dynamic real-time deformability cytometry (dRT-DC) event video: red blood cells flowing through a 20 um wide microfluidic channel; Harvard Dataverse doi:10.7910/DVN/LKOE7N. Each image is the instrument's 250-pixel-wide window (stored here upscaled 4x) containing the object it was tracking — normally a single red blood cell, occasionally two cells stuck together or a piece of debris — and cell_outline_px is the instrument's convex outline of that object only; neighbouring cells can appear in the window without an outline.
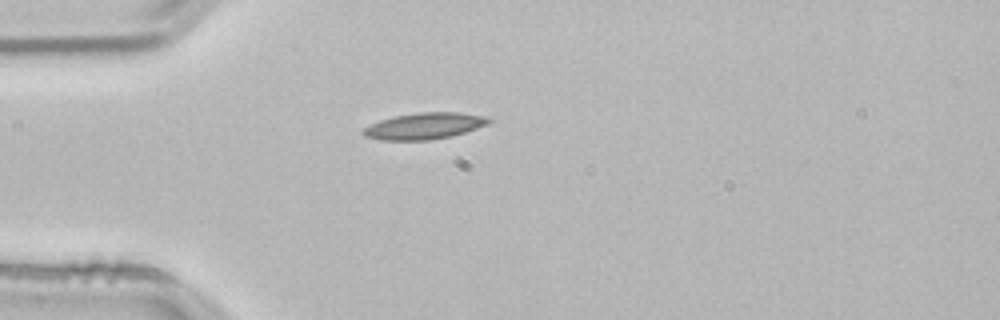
{"species": "common noctule bat (a hibernating species)", "species_latin": "Nyctalus noctula", "temperature_condition": "room temperature", "stored_images_in_passage": 40, "camera_frame_rate_fps": 3000, "um_per_image_px": 0.085, "animal": {"sex": "male", "body_mass_g": 21.5, "forearm_length_mm": 52.0}, "frame": {"image": 1, "passage_image": 1, "time_ms": 0.0, "image_size_px": [1000, 320], "cell_outline_px": [[492, 120], [488, 124], [452, 136], [428, 140], [380, 140], [364, 136], [360, 132], [364, 128], [380, 120], [392, 116], [420, 112], [460, 112], [484, 116]], "centroid_in_image_um": [36.04, 10.7], "position_along_channel_um": 49.0, "area_um2": 19.31}}
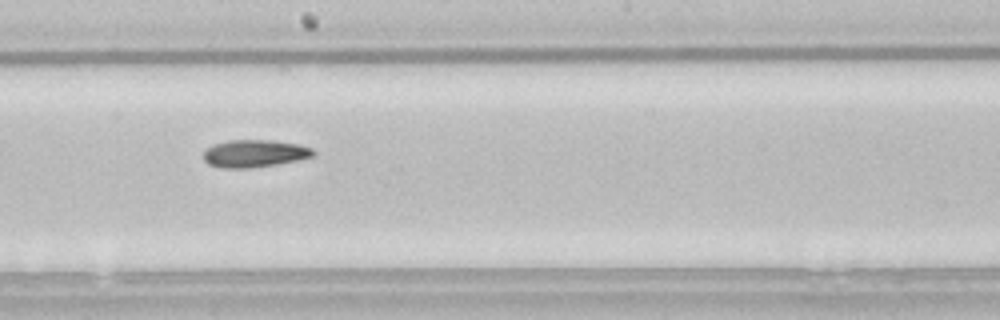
{"frame": {"image": 2, "passage_image": 16, "time_ms": 5.0, "image_size_px": [1000, 320], "cell_outline_px": [[316, 156], [300, 160], [276, 164], [248, 168], [220, 168], [208, 164], [204, 160], [204, 152], [212, 144], [228, 140], [268, 140], [300, 144], [312, 148], [316, 152]], "centroid_in_image_um": [21.66, 13.05], "position_along_channel_um": 226.5, "area_um2": 17.74}}
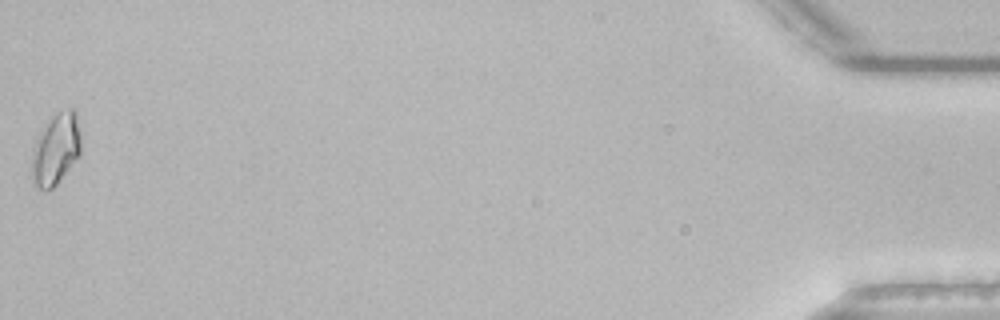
{"frame": {"image": 3, "passage_image": 40, "time_ms": 13.0, "image_size_px": [1000, 320], "cell_outline_px": [[80, 156], [56, 184], [52, 188], [36, 188], [32, 184], [32, 148], [48, 116], [56, 112], [68, 108], [72, 108], [76, 112], [80, 136]], "centroid_in_image_um": [4.73, 12.63], "position_along_channel_um": 430.5, "area_um2": 20.69}}